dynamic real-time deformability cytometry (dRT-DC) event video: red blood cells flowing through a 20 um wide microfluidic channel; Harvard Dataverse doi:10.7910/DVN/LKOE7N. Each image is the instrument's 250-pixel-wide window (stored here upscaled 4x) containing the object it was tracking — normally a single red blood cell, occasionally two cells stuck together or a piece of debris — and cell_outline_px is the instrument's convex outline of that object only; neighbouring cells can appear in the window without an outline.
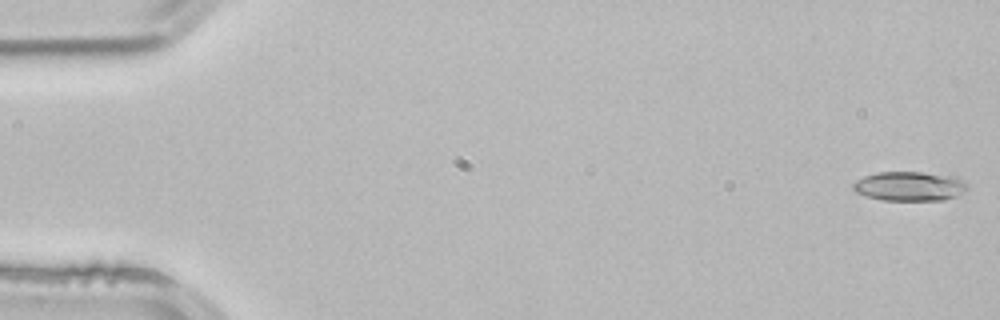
{"species": "common noctule bat (a hibernating species)", "species_latin": "Nyctalus noctula", "temperature_condition": "room temperature", "stored_images_in_passage": 52, "camera_frame_rate_fps": 3000, "um_per_image_px": 0.085, "animal": {"sex": "male", "body_mass_g": 21.5, "forearm_length_mm": 52.0}, "frame": {"image": 1, "passage_image": 1, "time_ms": 0.0, "image_size_px": [1000, 320], "cell_outline_px": [[968, 188], [964, 192], [956, 196], [944, 200], [884, 200], [868, 196], [856, 192], [852, 188], [852, 184], [856, 180], [864, 176], [876, 172], [920, 172], [956, 176], [964, 180], [968, 184]], "centroid_in_image_um": [77.34, 15.82], "position_along_channel_um": 7.7, "area_um2": 19.65}}
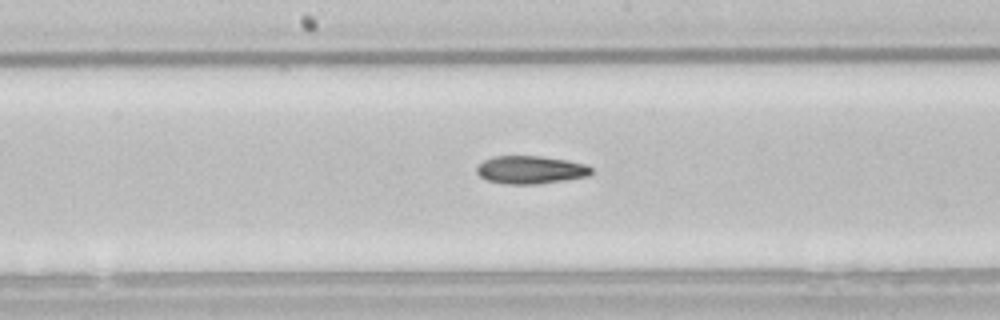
{"frame": {"image": 2, "passage_image": 27, "time_ms": 8.667, "image_size_px": [1000, 320], "cell_outline_px": [[592, 172], [588, 176], [564, 180], [536, 184], [504, 184], [488, 180], [480, 176], [476, 172], [476, 168], [484, 160], [492, 156], [540, 156], [568, 160], [584, 164], [592, 168]], "centroid_in_image_um": [45.08, 14.43], "position_along_channel_um": 203.1, "area_um2": 18.61}}
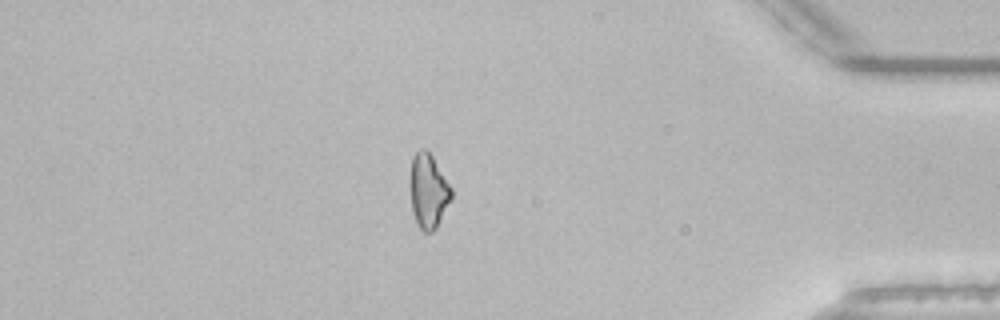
{"frame": {"image": 3, "passage_image": 45, "time_ms": 14.667, "image_size_px": [1000, 320], "cell_outline_px": [[452, 200], [436, 228], [432, 232], [424, 232], [416, 224], [412, 212], [408, 184], [412, 156], [420, 148], [424, 148], [432, 156], [452, 188]], "centroid_in_image_um": [36.38, 16.25], "position_along_channel_um": 398.8, "area_um2": 18.38}, "authors_computed_cell_mechanics": {"area_um2": 18.7272, "velocity_mm_per_s": 3.8934, "shape_relaxation_time_tau1_ms": 5.8922, "shape_relaxation_time_tau2_ms": 9.3217, "deformation_change_tau1": 0.1585, "deformation_change_tau2": 0.2028}}